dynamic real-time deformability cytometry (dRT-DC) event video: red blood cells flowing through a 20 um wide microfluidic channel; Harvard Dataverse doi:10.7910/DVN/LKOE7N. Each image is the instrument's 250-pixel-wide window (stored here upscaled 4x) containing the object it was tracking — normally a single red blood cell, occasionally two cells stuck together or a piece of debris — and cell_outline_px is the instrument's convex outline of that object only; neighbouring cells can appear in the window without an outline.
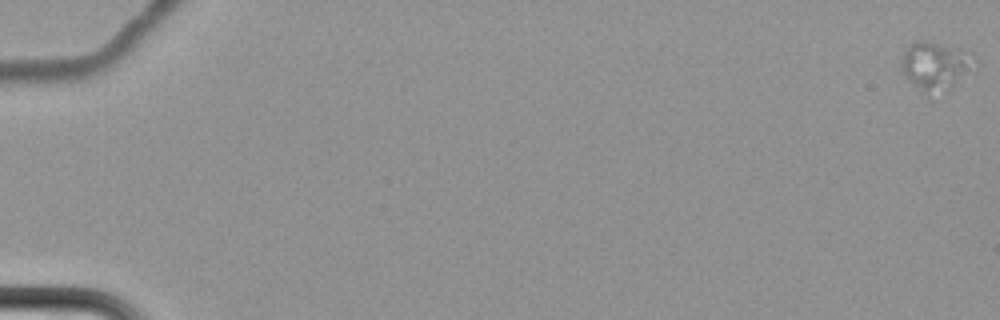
{"species": "common noctule bat (a hibernating species)", "species_latin": "Nyctalus noctula", "temperature_condition": "cold", "stored_images_in_passage": 7, "camera_frame_rate_fps": 3000, "um_per_image_px": 0.085, "animal": {"sex": "female", "body_mass_g": 22.7, "forearm_length_mm": 54.2}, "frame": {"image": 1, "passage_image": 1, "time_ms": 0.0, "image_size_px": [1000, 320], "cell_outline_px": [[968, 68], [952, 88], [924, 92], [908, 80], [900, 68], [900, 64], [904, 52], [916, 40], [924, 40], [948, 48]], "centroid_in_image_um": [79.18, 5.64], "position_along_channel_um": 5.8, "area_um2": 17.46}}
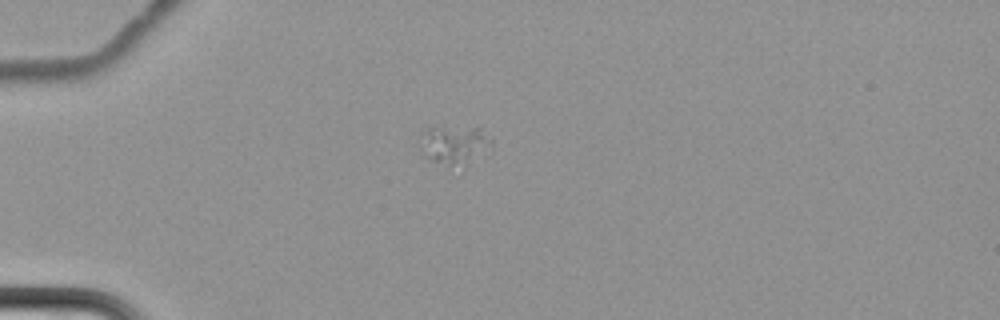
{"frame": {"image": 2, "passage_image": 6, "time_ms": 6.667, "image_size_px": [1000, 320], "cell_outline_px": [[492, 144], [464, 168], [428, 160], [424, 156], [420, 148], [420, 132], [424, 128], [480, 128], [492, 140]], "centroid_in_image_um": [38.56, 12.33], "position_along_channel_um": 46.4, "area_um2": 16.01}}